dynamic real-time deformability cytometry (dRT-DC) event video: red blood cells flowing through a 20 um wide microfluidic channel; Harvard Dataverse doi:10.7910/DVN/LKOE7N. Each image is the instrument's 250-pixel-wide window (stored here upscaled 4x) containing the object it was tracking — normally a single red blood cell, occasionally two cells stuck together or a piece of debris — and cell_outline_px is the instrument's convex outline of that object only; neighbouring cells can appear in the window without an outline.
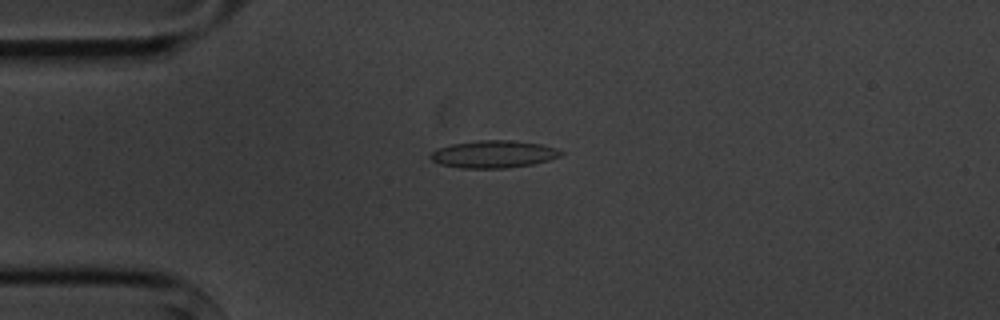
{"species": "common noctule bat (a hibernating species)", "species_latin": "Nyctalus noctula", "temperature_condition": "cold", "stored_images_in_passage": 6, "camera_frame_rate_fps": 3000, "um_per_image_px": 0.085, "animal": {"sex": "male", "body_mass_g": 20.1, "forearm_length_mm": 53.5}, "frame": {"image": 1, "passage_image": 2, "time_ms": 1.0, "image_size_px": [1000, 320], "cell_outline_px": [[564, 152], [560, 156], [548, 160], [532, 164], [504, 168], [460, 168], [440, 164], [432, 160], [428, 156], [432, 152], [440, 148], [452, 144], [476, 140], [512, 140], [540, 144], [556, 148]], "centroid_in_image_um": [41.94, 13.1], "position_along_channel_um": 43.1, "area_um2": 20.69}}
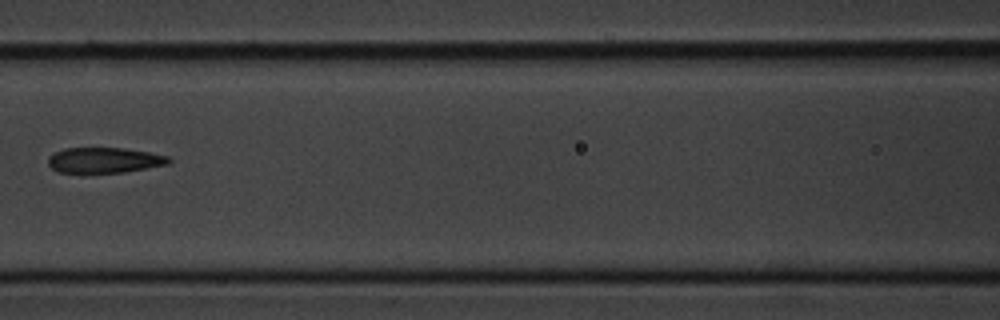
{"frame": {"image": 2, "passage_image": 5, "time_ms": 4.667, "image_size_px": [1000, 320], "cell_outline_px": [[172, 160], [168, 164], [124, 172], [60, 172], [52, 168], [48, 164], [48, 156], [64, 148], [124, 148], [148, 152], [168, 156]], "centroid_in_image_um": [8.87, 13.61], "position_along_channel_um": 157.7, "area_um2": 17.69}}
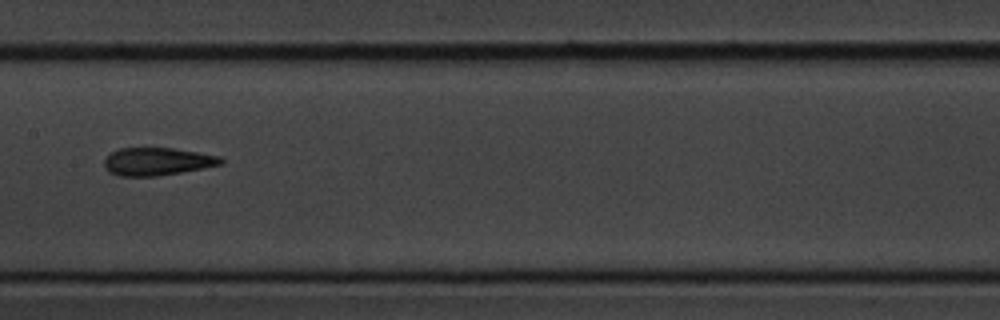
{"frame": {"image": 3, "passage_image": 6, "time_ms": 5.667, "image_size_px": [1000, 320], "cell_outline_px": [[224, 164], [204, 168], [156, 176], [120, 176], [108, 172], [104, 168], [104, 160], [112, 152], [120, 148], [172, 148], [220, 156], [224, 160]], "centroid_in_image_um": [13.36, 13.73], "position_along_channel_um": 194.0, "area_um2": 18.84}}